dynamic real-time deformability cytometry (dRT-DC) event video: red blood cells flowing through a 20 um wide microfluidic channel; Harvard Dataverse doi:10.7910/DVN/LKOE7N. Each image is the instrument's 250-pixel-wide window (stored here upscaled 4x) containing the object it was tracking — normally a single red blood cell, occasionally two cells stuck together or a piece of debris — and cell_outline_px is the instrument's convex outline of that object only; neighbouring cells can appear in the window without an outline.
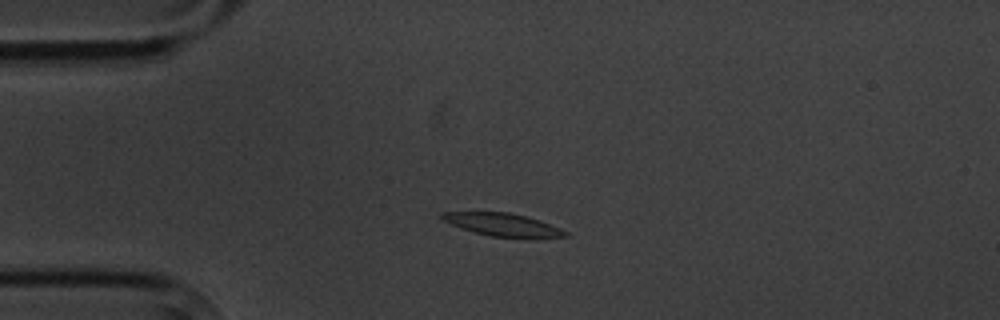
{"species": "common noctule bat (a hibernating species)", "species_latin": "Nyctalus noctula", "temperature_condition": "cold", "stored_images_in_passage": 5, "camera_frame_rate_fps": 3000, "um_per_image_px": 0.085, "animal": {"sex": "male", "body_mass_g": 20.1, "forearm_length_mm": 53.5}, "frame": {"image": 1, "passage_image": 1, "time_ms": 0.0, "image_size_px": [1000, 320], "cell_outline_px": [[568, 236], [492, 236], [476, 232], [452, 224], [444, 220], [440, 216], [440, 212], [508, 212], [524, 216], [560, 228], [568, 232]], "centroid_in_image_um": [42.66, 19.06], "position_along_channel_um": 42.3, "area_um2": 15.37}}
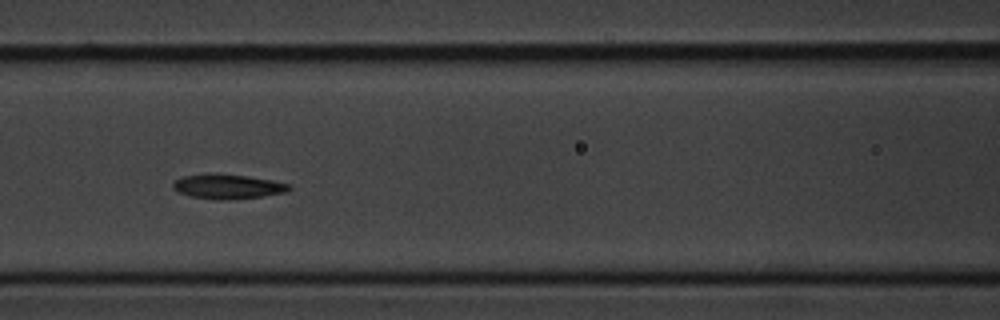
{"frame": {"image": 2, "passage_image": 4, "time_ms": 3.667, "image_size_px": [1000, 320], "cell_outline_px": [[292, 188], [288, 192], [264, 196], [236, 200], [216, 200], [188, 196], [176, 192], [172, 188], [172, 184], [176, 180], [184, 176], [248, 176], [272, 180], [288, 184]], "centroid_in_image_um": [19.4, 15.92], "position_along_channel_um": 147.2, "area_um2": 16.24}}
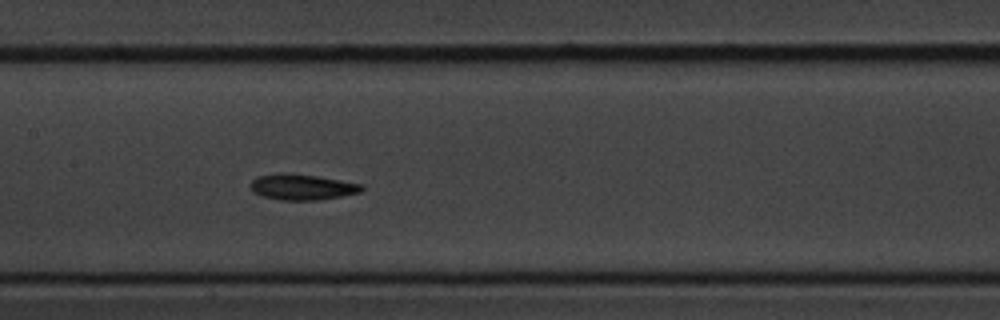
{"frame": {"image": 3, "passage_image": 5, "time_ms": 4.667, "image_size_px": [1000, 320], "cell_outline_px": [[364, 188], [360, 192], [320, 200], [280, 200], [264, 196], [252, 192], [248, 184], [256, 176], [280, 172], [288, 172], [316, 176], [364, 184]], "centroid_in_image_um": [25.63, 15.88], "position_along_channel_um": 181.8, "area_um2": 16.94}}